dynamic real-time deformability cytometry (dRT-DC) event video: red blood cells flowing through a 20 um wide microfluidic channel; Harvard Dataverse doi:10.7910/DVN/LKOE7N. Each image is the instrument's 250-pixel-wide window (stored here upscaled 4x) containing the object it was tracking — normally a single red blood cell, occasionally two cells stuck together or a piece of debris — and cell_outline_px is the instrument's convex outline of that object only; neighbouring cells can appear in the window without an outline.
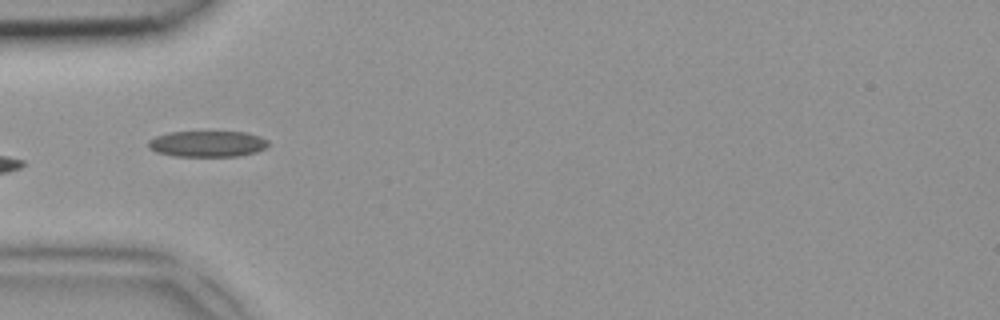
{"species": "common noctule bat (a hibernating species)", "species_latin": "Nyctalus noctula", "temperature_condition": "room temperature", "stored_images_in_passage": 34, "camera_frame_rate_fps": 3000, "um_per_image_px": 0.085, "animal": {"sex": "female", "body_mass_g": 18.4}, "frame": {"image": 1, "passage_image": 2, "time_ms": 0.333, "image_size_px": [1000, 320], "cell_outline_px": [[268, 144], [264, 148], [256, 152], [236, 156], [176, 156], [156, 152], [148, 148], [148, 140], [156, 136], [168, 132], [248, 132], [260, 136], [268, 140]], "centroid_in_image_um": [17.61, 12.22], "position_along_channel_um": 67.4, "area_um2": 18.21}}
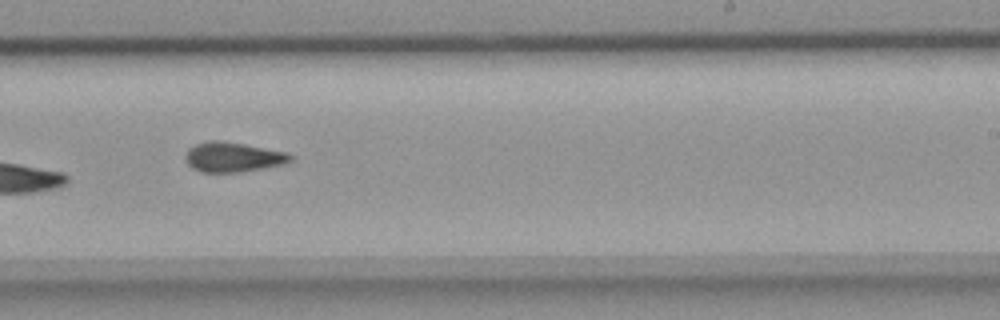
{"frame": {"image": 2, "passage_image": 16, "time_ms": 5.0, "image_size_px": [1000, 320], "cell_outline_px": [[292, 160], [288, 164], [240, 172], [200, 172], [192, 168], [188, 164], [184, 156], [188, 148], [196, 144], [212, 140], [220, 140], [244, 144], [288, 152], [292, 156]], "centroid_in_image_um": [19.82, 13.36], "position_along_channel_um": 269.2, "area_um2": 18.44}}
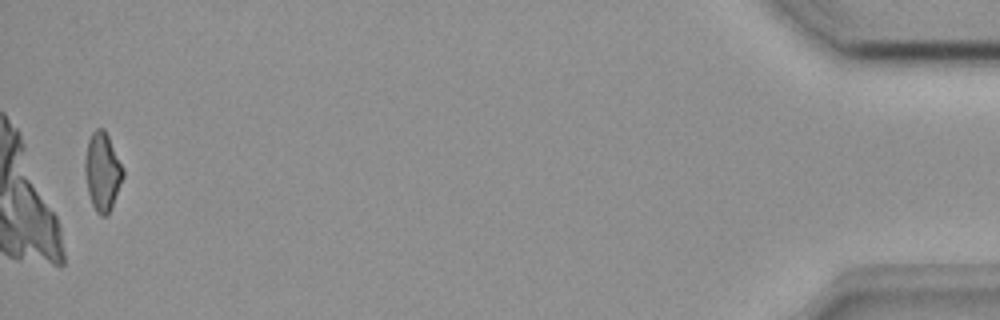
{"frame": {"image": 3, "passage_image": 33, "time_ms": 10.667, "image_size_px": [1000, 320], "cell_outline_px": [[124, 176], [108, 216], [100, 216], [96, 212], [92, 204], [88, 192], [84, 168], [84, 160], [88, 140], [92, 132], [96, 128], [104, 128], [124, 168]], "centroid_in_image_um": [8.7, 14.59], "position_along_channel_um": 426.5, "area_um2": 17.46}}